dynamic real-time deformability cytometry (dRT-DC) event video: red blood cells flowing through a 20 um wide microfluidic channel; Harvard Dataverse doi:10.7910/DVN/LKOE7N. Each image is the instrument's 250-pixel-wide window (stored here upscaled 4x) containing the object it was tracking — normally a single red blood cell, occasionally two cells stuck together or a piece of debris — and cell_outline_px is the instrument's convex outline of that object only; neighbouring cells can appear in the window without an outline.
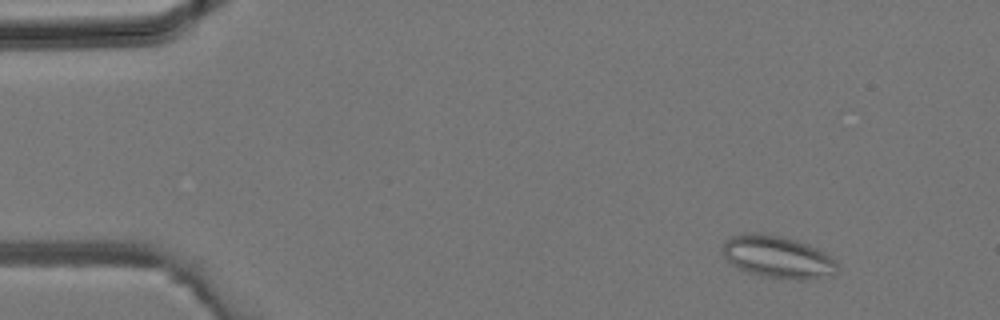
{"species": "common noctule bat (a hibernating species)", "species_latin": "Nyctalus noctula", "temperature_condition": "room temperature", "stored_images_in_passage": 40, "camera_frame_rate_fps": 3000, "um_per_image_px": 0.085, "animal": {"sex": "male", "body_mass_g": 19.2, "forearm_length_mm": 51.8}, "frame": {"image": 1, "passage_image": 5, "time_ms": 1.333, "image_size_px": [1000, 320], "cell_outline_px": [[840, 272], [832, 276], [804, 280], [796, 280], [764, 276], [748, 272], [732, 264], [724, 256], [720, 248], [724, 240], [732, 236], [744, 232], [760, 232], [780, 236], [796, 240], [808, 244], [824, 252], [836, 260], [840, 268]], "centroid_in_image_um": [66.13, 21.84], "position_along_channel_um": 18.9, "area_um2": 28.78}}
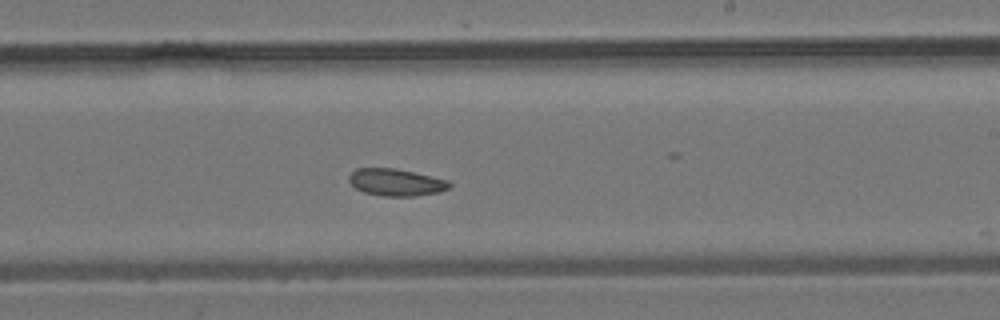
{"frame": {"image": 2, "passage_image": 24, "time_ms": 7.667, "image_size_px": [1000, 320], "cell_outline_px": [[452, 184], [448, 188], [440, 192], [416, 196], [384, 196], [364, 192], [356, 188], [348, 180], [348, 176], [356, 168], [396, 168], [448, 180]], "centroid_in_image_um": [33.66, 15.49], "position_along_channel_um": 255.3, "area_um2": 15.84}}
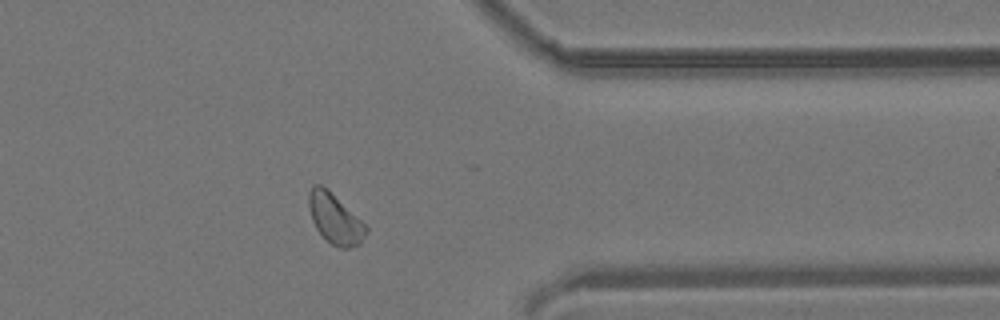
{"frame": {"image": 3, "passage_image": 32, "time_ms": 10.333, "image_size_px": [1000, 320], "cell_outline_px": [[368, 232], [360, 244], [348, 248], [340, 248], [332, 244], [316, 228], [312, 220], [308, 208], [308, 192], [312, 184], [320, 184], [328, 188], [368, 228]], "centroid_in_image_um": [28.45, 18.56], "position_along_channel_um": 383.0, "area_um2": 16.65}}